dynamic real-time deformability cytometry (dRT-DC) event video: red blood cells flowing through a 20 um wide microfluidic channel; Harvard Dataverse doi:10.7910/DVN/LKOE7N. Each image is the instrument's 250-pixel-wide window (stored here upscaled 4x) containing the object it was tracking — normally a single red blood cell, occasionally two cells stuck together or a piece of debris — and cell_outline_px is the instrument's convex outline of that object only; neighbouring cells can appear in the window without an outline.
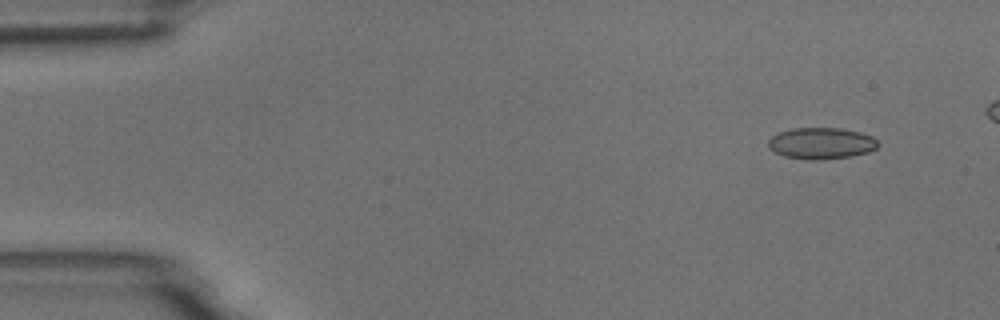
{"species": "common noctule bat (a hibernating species)", "species_latin": "Nyctalus noctula", "temperature_condition": "room temperature", "stored_images_in_passage": 5, "camera_frame_rate_fps": 3000, "um_per_image_px": 0.085, "animal": {"sex": "male", "body_mass_g": 18.8}, "frame": {"image": 1, "passage_image": 1, "time_ms": 0.0, "image_size_px": [1000, 320], "cell_outline_px": [[880, 144], [876, 148], [868, 152], [852, 156], [816, 160], [812, 160], [784, 156], [768, 148], [768, 140], [772, 136], [780, 132], [792, 128], [840, 128], [860, 132], [872, 136]], "centroid_in_image_um": [69.81, 12.18], "position_along_channel_um": 15.2, "area_um2": 20.06}}